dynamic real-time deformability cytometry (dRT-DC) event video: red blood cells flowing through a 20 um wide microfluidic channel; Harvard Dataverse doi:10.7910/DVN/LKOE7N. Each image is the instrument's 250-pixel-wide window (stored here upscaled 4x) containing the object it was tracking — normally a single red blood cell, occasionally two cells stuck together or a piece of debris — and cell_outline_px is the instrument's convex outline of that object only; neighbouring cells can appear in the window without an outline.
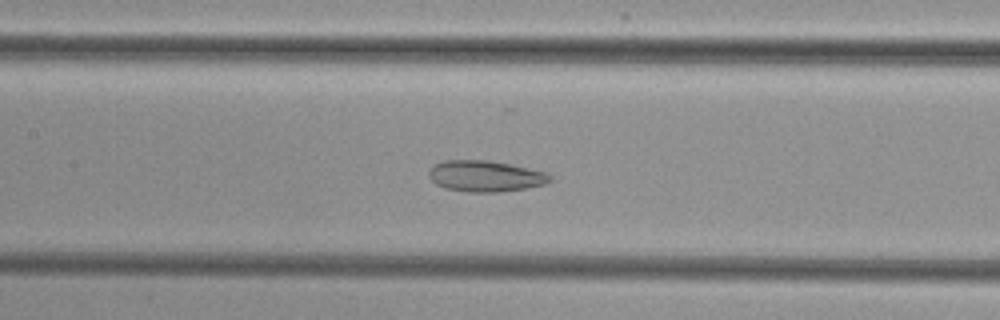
{"species": "common noctule bat (a hibernating species)", "species_latin": "Nyctalus noctula", "temperature_condition": "cold", "stored_images_in_passage": 50, "camera_frame_rate_fps": 3000, "um_per_image_px": 0.085, "animal": {"sex": "female", "body_mass_g": 29.2, "forearm_length_mm": 56.3}, "frame": {"image": 1, "passage_image": 21, "time_ms": 6.667, "image_size_px": [1000, 320], "cell_outline_px": [[552, 180], [544, 184], [524, 188], [500, 192], [468, 192], [444, 188], [436, 184], [428, 176], [428, 172], [436, 164], [444, 160], [488, 160], [548, 172], [552, 176]], "centroid_in_image_um": [41.26, 14.97], "position_along_channel_um": 166.1, "area_um2": 21.91}}
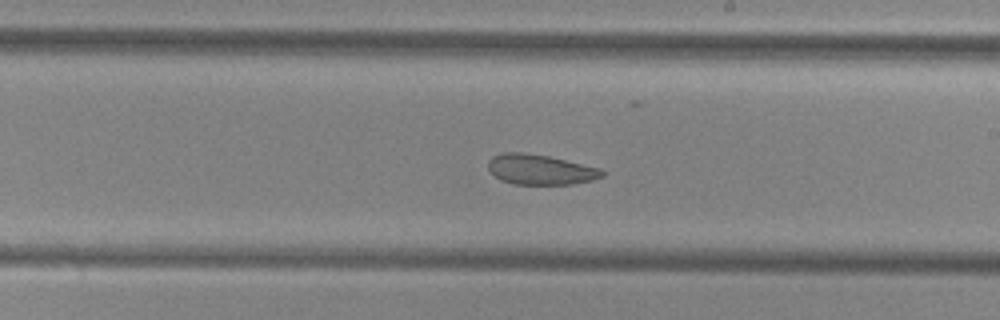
{"frame": {"image": 2, "passage_image": 27, "time_ms": 8.667, "image_size_px": [1000, 320], "cell_outline_px": [[604, 176], [592, 180], [572, 184], [512, 184], [500, 180], [488, 168], [488, 160], [492, 156], [504, 152], [524, 152], [548, 156], [600, 168], [604, 172]], "centroid_in_image_um": [45.91, 14.41], "position_along_channel_um": 243.1, "area_um2": 20.0}}
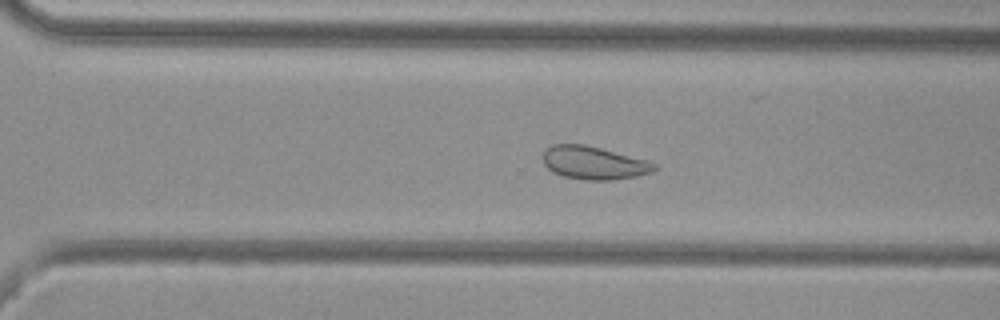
{"frame": {"image": 3, "passage_image": 33, "time_ms": 10.667, "image_size_px": [1000, 320], "cell_outline_px": [[656, 168], [652, 172], [636, 176], [612, 180], [584, 180], [564, 176], [552, 172], [544, 164], [544, 152], [552, 144], [584, 144], [600, 148], [644, 160], [656, 164]], "centroid_in_image_um": [50.44, 13.85], "position_along_channel_um": 320.2, "area_um2": 21.1}}